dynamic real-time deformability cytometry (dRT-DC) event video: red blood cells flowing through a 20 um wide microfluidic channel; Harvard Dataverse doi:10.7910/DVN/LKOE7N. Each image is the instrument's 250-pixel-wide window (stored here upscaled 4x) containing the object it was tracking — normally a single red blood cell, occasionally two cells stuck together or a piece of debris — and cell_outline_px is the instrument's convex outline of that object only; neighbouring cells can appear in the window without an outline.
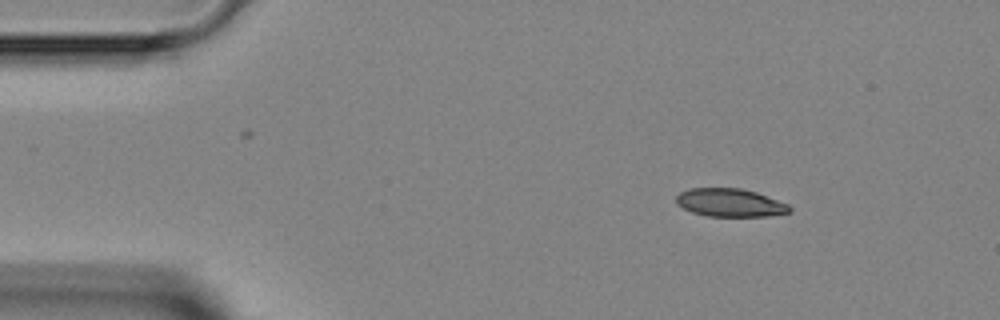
{"species": "Egyptian fruit bat (a non-hibernating species)", "species_latin": "Rousettus aegyptiacus", "temperature_condition": "room temperature", "stored_images_in_passage": 4, "camera_frame_rate_fps": 3000, "um_per_image_px": 0.085, "animal": {"sex": "female"}, "frame": {"image": 1, "passage_image": 1, "time_ms": 0.0, "image_size_px": [1000, 320], "cell_outline_px": [[792, 212], [768, 216], [708, 216], [692, 212], [676, 204], [676, 196], [680, 192], [688, 188], [740, 188], [756, 192], [788, 204], [792, 208]], "centroid_in_image_um": [62.05, 17.22], "position_along_channel_um": 22.9, "area_um2": 18.61}}
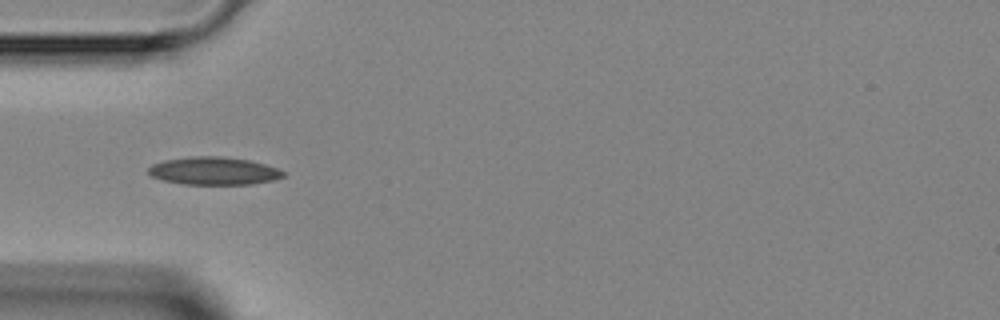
{"frame": {"image": 2, "passage_image": 3, "time_ms": 2.667, "image_size_px": [1000, 320], "cell_outline_px": [[284, 176], [272, 180], [252, 184], [184, 184], [164, 180], [152, 176], [148, 172], [148, 168], [152, 164], [164, 160], [192, 156], [220, 156], [248, 160], [264, 164], [276, 168], [284, 172]], "centroid_in_image_um": [18.15, 14.52], "position_along_channel_um": 66.9, "area_um2": 21.62}}
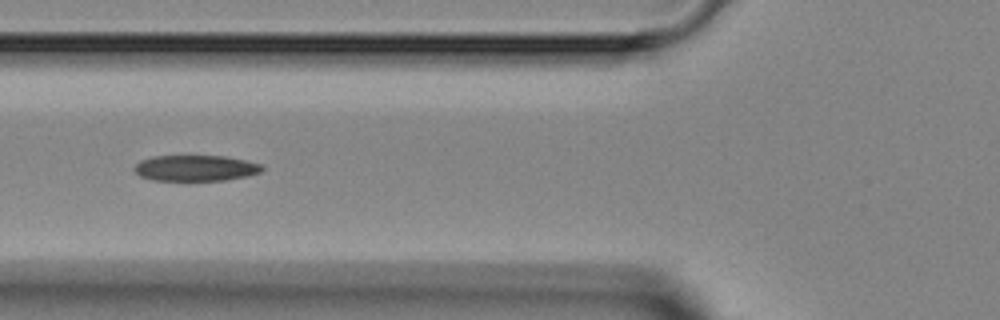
{"frame": {"image": 3, "passage_image": 4, "time_ms": 3.667, "image_size_px": [1000, 320], "cell_outline_px": [[264, 168], [260, 172], [248, 176], [228, 180], [152, 180], [140, 176], [132, 168], [140, 160], [152, 156], [224, 156], [244, 160], [260, 164]], "centroid_in_image_um": [16.6, 14.29], "position_along_channel_um": 109.2, "area_um2": 19.25}}